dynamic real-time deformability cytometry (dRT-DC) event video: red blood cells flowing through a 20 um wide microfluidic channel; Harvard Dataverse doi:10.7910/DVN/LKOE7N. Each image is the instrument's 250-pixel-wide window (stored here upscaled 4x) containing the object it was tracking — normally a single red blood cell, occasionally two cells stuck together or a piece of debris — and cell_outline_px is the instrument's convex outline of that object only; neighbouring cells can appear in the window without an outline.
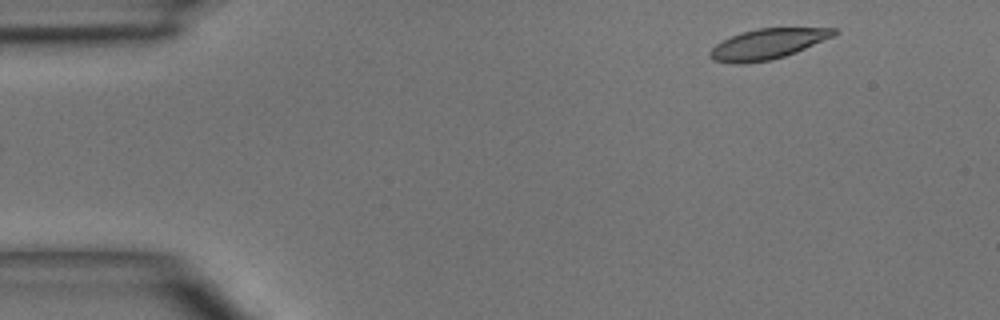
{"species": "common noctule bat (a hibernating species)", "species_latin": "Nyctalus noctula", "temperature_condition": "room temperature", "stored_images_in_passage": 3, "camera_frame_rate_fps": 3000, "um_per_image_px": 0.085, "animal": {"sex": "male", "body_mass_g": 15.6}, "frame": {"image": 1, "passage_image": 1, "time_ms": 0.0, "image_size_px": [1000, 320], "cell_outline_px": [[840, 32], [836, 36], [796, 52], [772, 60], [744, 64], [732, 64], [712, 60], [708, 56], [708, 52], [716, 44], [740, 32], [756, 28], [836, 28]], "centroid_in_image_um": [65.26, 3.74], "position_along_channel_um": 19.7, "area_um2": 22.25}}